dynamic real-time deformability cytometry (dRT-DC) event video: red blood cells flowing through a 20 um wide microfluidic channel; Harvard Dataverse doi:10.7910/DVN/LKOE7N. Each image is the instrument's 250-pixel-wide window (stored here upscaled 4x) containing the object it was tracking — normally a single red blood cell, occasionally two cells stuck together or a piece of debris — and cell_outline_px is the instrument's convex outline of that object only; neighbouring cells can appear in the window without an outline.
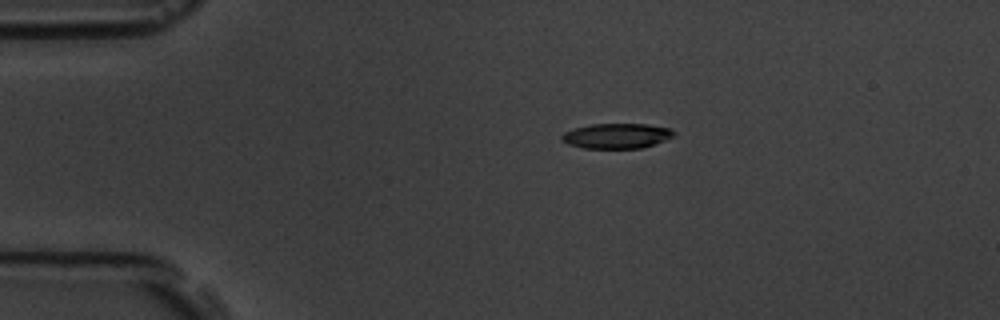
{"species": "common noctule bat (a hibernating species)", "species_latin": "Nyctalus noctula", "temperature_condition": "room temperature", "stored_images_in_passage": 45, "camera_frame_rate_fps": 3000, "um_per_image_px": 0.085, "animal": {"sex": "male", "body_mass_g": 19.5, "forearm_length_mm": 54.6}, "frame": {"image": 1, "passage_image": 1, "time_ms": 0.0, "image_size_px": [1000, 320], "cell_outline_px": [[676, 136], [640, 148], [584, 148], [568, 144], [560, 140], [560, 136], [564, 132], [576, 128], [592, 124], [648, 124], [672, 128], [676, 132]], "centroid_in_image_um": [52.44, 11.54], "position_along_channel_um": 32.6, "area_um2": 16.42}}
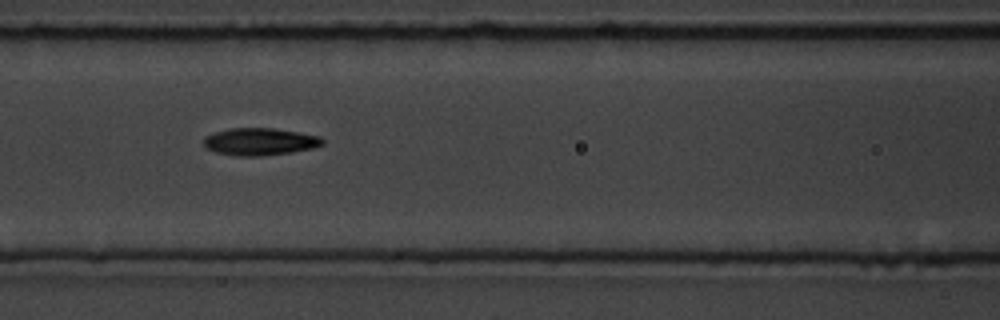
{"frame": {"image": 2, "passage_image": 14, "time_ms": 4.333, "image_size_px": [1000, 320], "cell_outline_px": [[324, 144], [316, 148], [292, 152], [260, 156], [236, 156], [216, 152], [204, 148], [204, 136], [228, 128], [272, 128], [320, 136], [324, 140]], "centroid_in_image_um": [22.09, 12.05], "position_along_channel_um": 144.5, "area_um2": 19.02}}
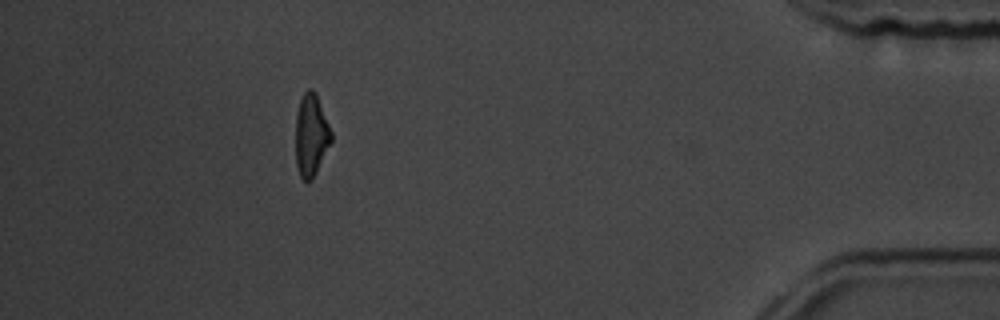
{"frame": {"image": 3, "passage_image": 40, "time_ms": 13.0, "image_size_px": [1000, 320], "cell_outline_px": [[332, 140], [312, 180], [304, 180], [300, 176], [296, 164], [296, 112], [300, 100], [304, 92], [308, 88], [312, 88], [316, 92], [332, 132]], "centroid_in_image_um": [26.44, 11.45], "position_along_channel_um": 408.8, "area_um2": 17.05}, "authors_computed_cell_mechanics": {"area_um2": 17.9758, "velocity_mm_per_s": 3.6799, "shape_relaxation_time_tau1_ms": 2.4896, "shape_relaxation_time_tau2_ms": 2.7858, "deformation_change_tau1": 0.1718, "deformation_change_tau2": 0.112}}